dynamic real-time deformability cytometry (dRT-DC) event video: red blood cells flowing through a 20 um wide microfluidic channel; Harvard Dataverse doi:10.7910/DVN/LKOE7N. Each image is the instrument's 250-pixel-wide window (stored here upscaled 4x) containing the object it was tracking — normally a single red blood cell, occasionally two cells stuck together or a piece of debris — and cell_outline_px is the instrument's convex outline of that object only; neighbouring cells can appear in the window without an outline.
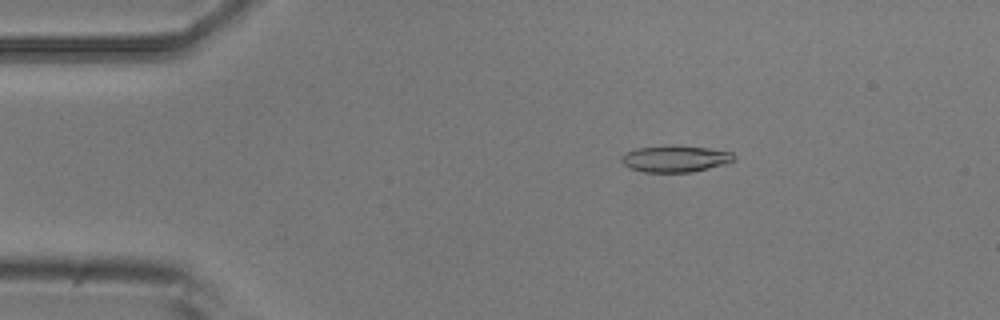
{"species": "common noctule bat (a hibernating species)", "species_latin": "Nyctalus noctula", "temperature_condition": "room temperature", "stored_images_in_passage": 53, "camera_frame_rate_fps": 3000, "um_per_image_px": 0.085, "animal": {"sex": "male", "body_mass_g": 20.5, "forearm_length_mm": 52.5}, "frame": {"image": 1, "passage_image": 9, "time_ms": 2.667, "image_size_px": [1000, 320], "cell_outline_px": [[736, 160], [724, 164], [692, 172], [644, 172], [628, 168], [620, 160], [620, 156], [624, 152], [636, 148], [668, 144], [672, 144], [708, 148], [732, 152], [736, 156]], "centroid_in_image_um": [57.36, 13.47], "position_along_channel_um": 27.6, "area_um2": 17.86}}
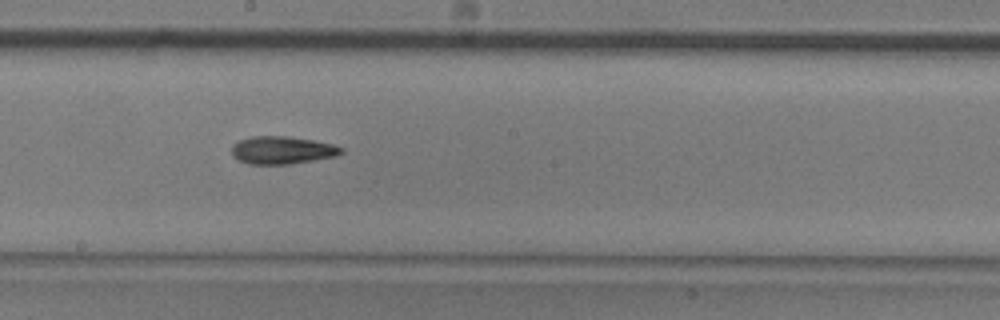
{"frame": {"image": 2, "passage_image": 29, "time_ms": 9.333, "image_size_px": [1000, 320], "cell_outline_px": [[344, 152], [336, 156], [288, 164], [248, 164], [232, 156], [232, 144], [240, 140], [252, 136], [284, 136], [312, 140], [332, 144], [344, 148]], "centroid_in_image_um": [23.97, 12.76], "position_along_channel_um": 224.2, "area_um2": 17.57}}
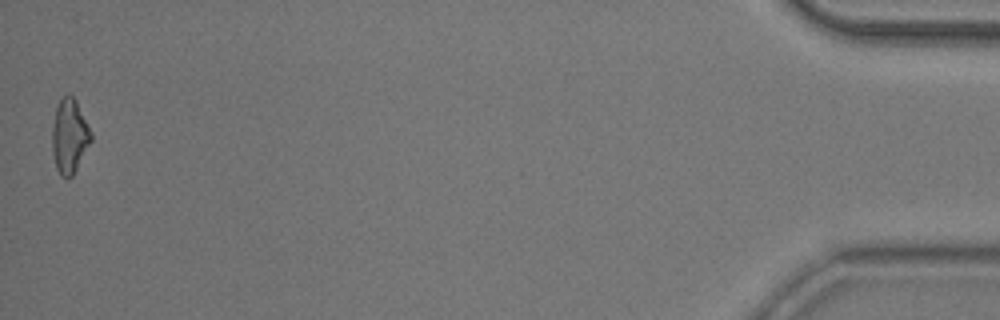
{"frame": {"image": 3, "passage_image": 53, "time_ms": 17.333, "image_size_px": [1000, 320], "cell_outline_px": [[92, 140], [72, 176], [60, 176], [56, 168], [52, 152], [52, 128], [56, 108], [60, 100], [68, 92], [76, 100], [92, 132]], "centroid_in_image_um": [5.91, 11.55], "position_along_channel_um": 429.3, "area_um2": 16.76}, "authors_computed_cell_mechanics": {"area_um2": 17.4556, "velocity_mm_per_s": 3.7644, "shape_relaxation_time_tau1_ms": 6.6961, "shape_relaxation_time_tau2_ms": 10.1615, "deformation_change_tau1": 0.2136, "deformation_change_tau2": 0.2051}}